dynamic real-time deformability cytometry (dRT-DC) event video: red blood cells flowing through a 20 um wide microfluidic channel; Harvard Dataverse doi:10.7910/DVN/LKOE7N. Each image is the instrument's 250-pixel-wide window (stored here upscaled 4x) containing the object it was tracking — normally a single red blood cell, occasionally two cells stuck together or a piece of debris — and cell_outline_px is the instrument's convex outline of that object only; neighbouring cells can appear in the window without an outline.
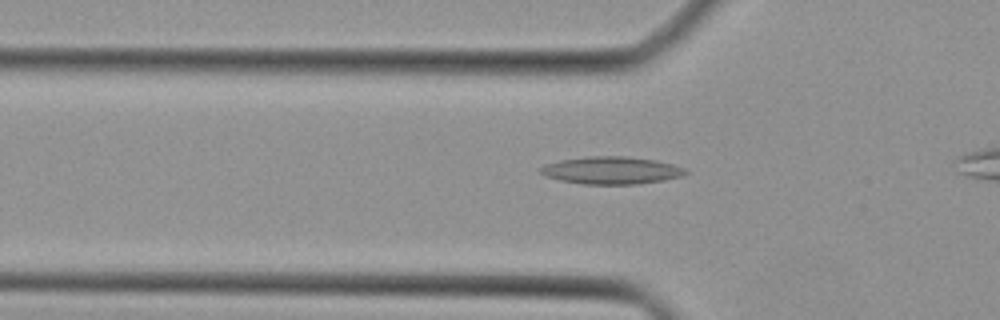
{"species": "Egyptian fruit bat (a non-hibernating species)", "species_latin": "Rousettus aegyptiacus", "temperature_condition": "cold", "stored_images_in_passage": 32, "camera_frame_rate_fps": 3000, "um_per_image_px": 0.085, "animal": {"sex": "female"}, "frame": {"image": 1, "passage_image": 10, "time_ms": 3.0, "image_size_px": [1000, 320], "cell_outline_px": [[688, 172], [680, 176], [664, 180], [640, 184], [584, 184], [560, 180], [544, 176], [540, 172], [540, 168], [544, 164], [560, 160], [588, 156], [628, 156], [656, 160], [688, 168]], "centroid_in_image_um": [51.98, 14.47], "position_along_channel_um": 73.8, "area_um2": 23.35}}
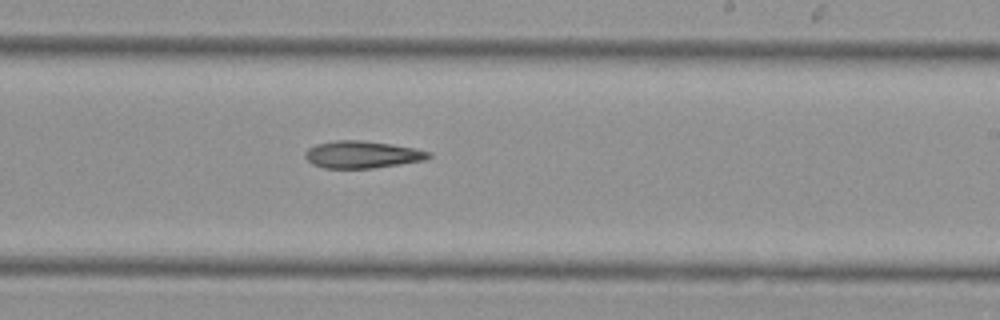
{"frame": {"image": 2, "passage_image": 22, "time_ms": 7.0, "image_size_px": [1000, 320], "cell_outline_px": [[432, 156], [424, 160], [400, 164], [372, 168], [324, 168], [312, 164], [304, 156], [304, 152], [308, 148], [316, 144], [336, 140], [360, 140], [392, 144], [416, 148], [432, 152]], "centroid_in_image_um": [30.79, 13.13], "position_along_channel_um": 258.2, "area_um2": 19.65}}
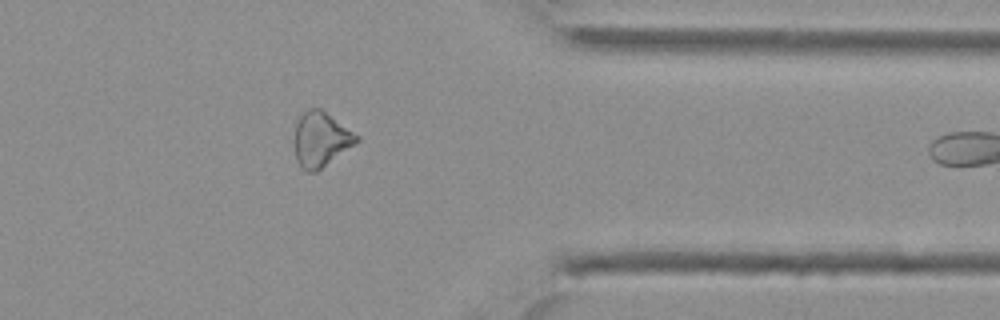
{"frame": {"image": 3, "passage_image": 31, "time_ms": 10.0, "image_size_px": [1000, 320], "cell_outline_px": [[360, 140], [356, 144], [316, 172], [308, 172], [296, 160], [296, 120], [308, 108], [320, 108], [360, 136]], "centroid_in_image_um": [27.31, 11.84], "position_along_channel_um": 384.1, "area_um2": 19.59}}